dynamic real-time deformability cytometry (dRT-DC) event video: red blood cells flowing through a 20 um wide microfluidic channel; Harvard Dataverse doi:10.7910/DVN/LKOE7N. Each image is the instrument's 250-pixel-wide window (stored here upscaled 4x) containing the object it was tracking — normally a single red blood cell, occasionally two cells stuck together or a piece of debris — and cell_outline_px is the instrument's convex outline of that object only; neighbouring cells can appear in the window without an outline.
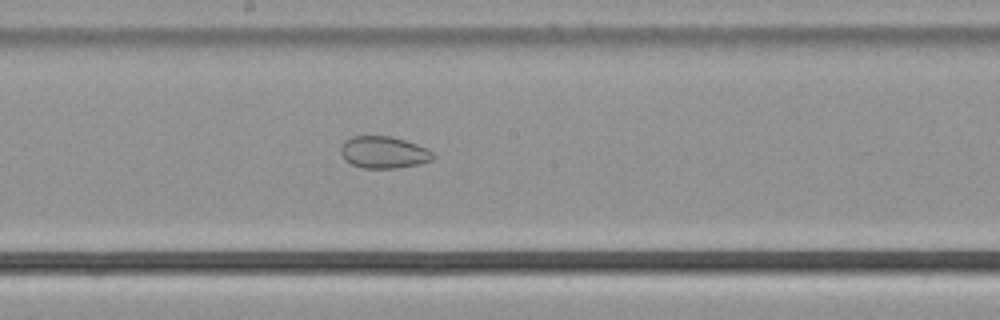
{"species": "common noctule bat (a hibernating species)", "species_latin": "Nyctalus noctula", "temperature_condition": "cold", "stored_images_in_passage": 55, "camera_frame_rate_fps": 3000, "um_per_image_px": 0.085, "animal": {"sex": "male", "body_mass_g": 21.5, "forearm_length_mm": 52.0}, "frame": {"image": 1, "passage_image": 30, "time_ms": 9.667, "image_size_px": [1000, 320], "cell_outline_px": [[436, 156], [432, 160], [420, 164], [396, 168], [364, 168], [352, 164], [344, 160], [340, 152], [340, 148], [344, 140], [352, 136], [392, 136], [428, 148]], "centroid_in_image_um": [32.61, 12.94], "position_along_channel_um": 215.6, "area_um2": 17.34}}
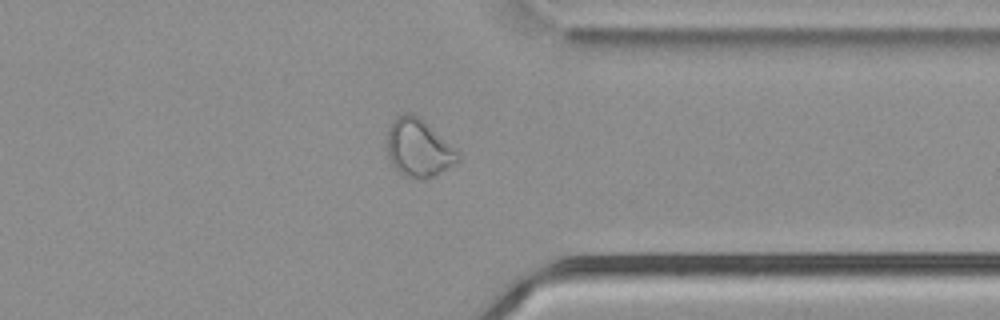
{"frame": {"image": 2, "passage_image": 43, "time_ms": 14.0, "image_size_px": [1000, 320], "cell_outline_px": [[460, 160], [436, 176], [424, 180], [420, 180], [408, 176], [400, 172], [392, 164], [388, 156], [388, 128], [396, 116], [400, 112], [408, 112], [420, 116], [460, 156]], "centroid_in_image_um": [35.55, 12.57], "position_along_channel_um": 375.8, "area_um2": 23.58}}
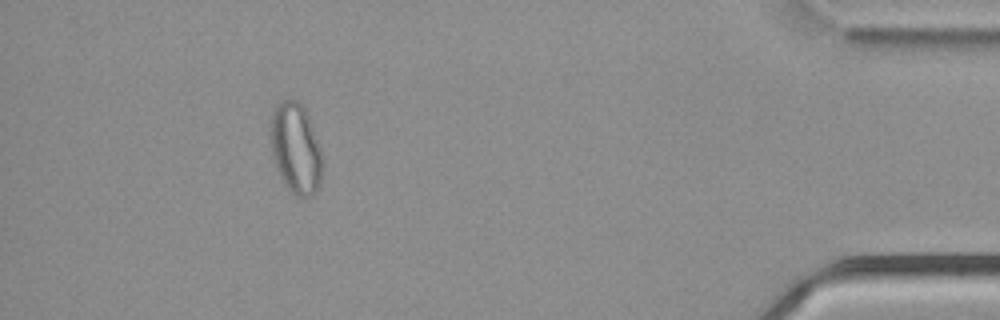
{"frame": {"image": 3, "passage_image": 50, "time_ms": 16.333, "image_size_px": [1000, 320], "cell_outline_px": [[324, 160], [320, 184], [312, 196], [304, 200], [296, 196], [284, 184], [280, 176], [272, 152], [272, 108], [280, 100], [296, 100], [304, 108], [308, 116], [320, 148]], "centroid_in_image_um": [25.17, 12.66], "position_along_channel_um": 410.0, "area_um2": 27.28}, "authors_computed_cell_mechanics": {"area_um2": 25.9522, "velocity_mm_per_s": 3.7835, "shape_relaxation_time_tau1_ms": null, "shape_relaxation_time_tau2_ms": 3.3913, "deformation_change_tau1": null, "deformation_change_tau2": 0.0741}}